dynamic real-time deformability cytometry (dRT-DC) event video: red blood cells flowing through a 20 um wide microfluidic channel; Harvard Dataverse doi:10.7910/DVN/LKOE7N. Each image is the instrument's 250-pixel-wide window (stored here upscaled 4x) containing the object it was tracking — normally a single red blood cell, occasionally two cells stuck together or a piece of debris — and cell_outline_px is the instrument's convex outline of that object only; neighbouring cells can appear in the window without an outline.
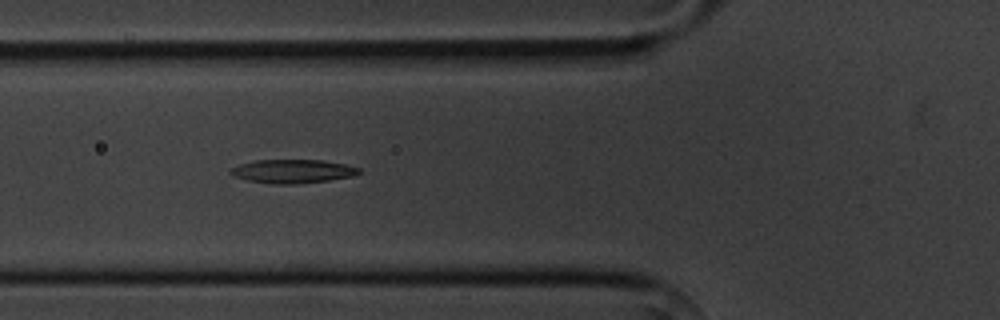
{"species": "common noctule bat (a hibernating species)", "species_latin": "Nyctalus noctula", "temperature_condition": "cold", "stored_images_in_passage": 7, "camera_frame_rate_fps": 3000, "um_per_image_px": 0.085, "animal": {"sex": "male", "body_mass_g": 20.1, "forearm_length_mm": 53.5}, "frame": {"image": 1, "passage_image": 2, "time_ms": 1.0, "image_size_px": [1000, 320], "cell_outline_px": [[360, 172], [356, 176], [328, 180], [296, 184], [272, 184], [248, 180], [232, 176], [228, 172], [232, 168], [240, 164], [256, 160], [320, 160], [344, 164], [360, 168]], "centroid_in_image_um": [24.87, 14.56], "position_along_channel_um": 100.9, "area_um2": 17.69}}
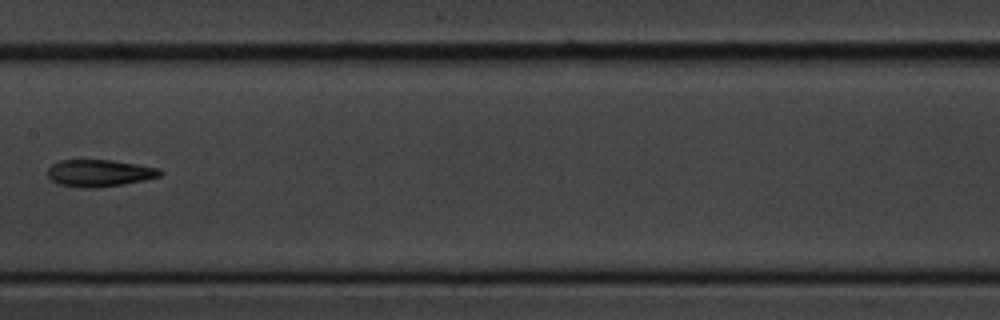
{"frame": {"image": 2, "passage_image": 4, "time_ms": 3.667, "image_size_px": [1000, 320], "cell_outline_px": [[164, 172], [160, 176], [144, 180], [96, 188], [80, 188], [60, 184], [52, 180], [48, 176], [48, 168], [52, 164], [60, 160], [112, 160], [160, 168]], "centroid_in_image_um": [8.45, 14.71], "position_along_channel_um": 198.9, "area_um2": 17.63}}
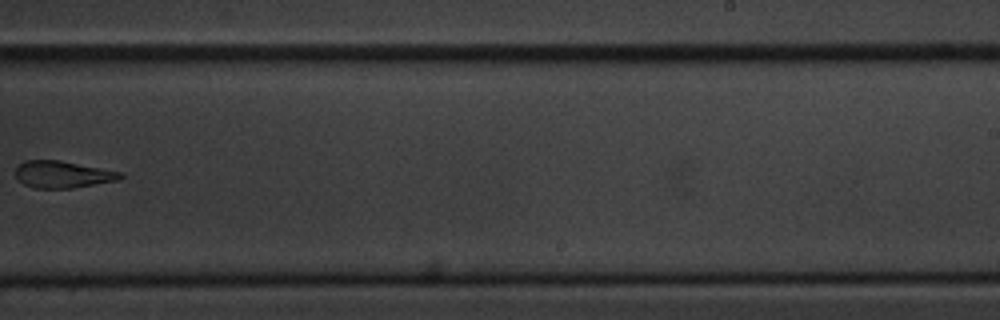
{"frame": {"image": 3, "passage_image": 6, "time_ms": 6.0, "image_size_px": [1000, 320], "cell_outline_px": [[124, 176], [120, 180], [72, 188], [36, 188], [24, 184], [16, 176], [16, 168], [24, 160], [60, 160], [120, 172]], "centroid_in_image_um": [5.33, 14.82], "position_along_channel_um": 283.7, "area_um2": 16.3}}